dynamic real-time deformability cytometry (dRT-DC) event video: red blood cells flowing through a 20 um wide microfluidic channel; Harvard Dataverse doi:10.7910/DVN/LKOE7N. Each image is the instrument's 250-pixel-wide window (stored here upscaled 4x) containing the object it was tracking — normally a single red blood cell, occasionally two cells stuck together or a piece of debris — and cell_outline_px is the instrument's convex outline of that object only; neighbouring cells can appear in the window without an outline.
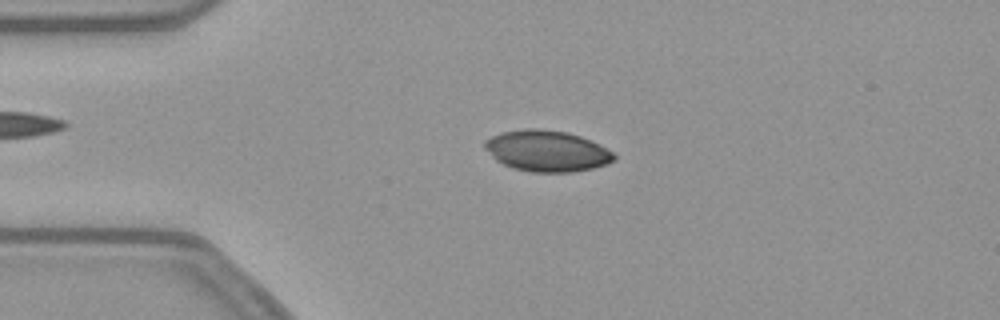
{"species": "common noctule bat (a hibernating species)", "species_latin": "Nyctalus noctula", "temperature_condition": "warm", "stored_images_in_passage": 52, "camera_frame_rate_fps": 3000, "um_per_image_px": 0.085, "animal": {"sex": "female", "body_mass_g": 21.9}, "frame": {"image": 1, "passage_image": 11, "time_ms": 3.333, "image_size_px": [1000, 320], "cell_outline_px": [[616, 160], [608, 164], [592, 168], [568, 172], [532, 172], [512, 168], [496, 160], [484, 148], [484, 140], [500, 132], [524, 128], [540, 128], [568, 132], [580, 136], [600, 144], [612, 152], [616, 156]], "centroid_in_image_um": [46.48, 12.82], "position_along_channel_um": 38.5, "area_um2": 31.15}}
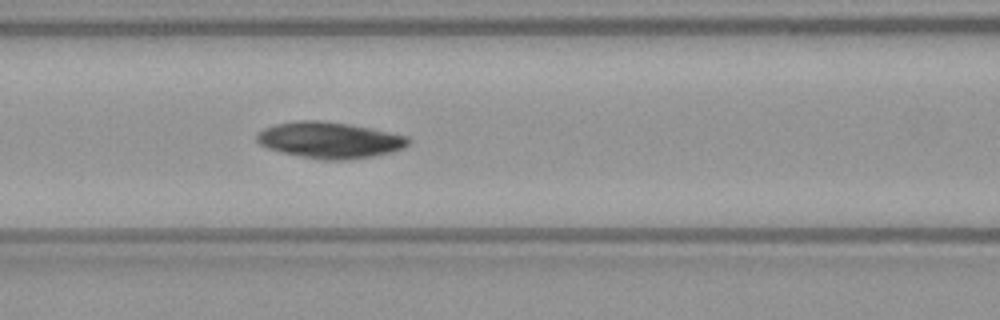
{"frame": {"image": 2, "passage_image": 21, "time_ms": 6.667, "image_size_px": [1000, 320], "cell_outline_px": [[408, 144], [392, 152], [372, 156], [348, 160], [316, 160], [268, 148], [260, 144], [256, 140], [256, 136], [264, 128], [276, 124], [300, 120], [320, 120], [348, 124], [372, 128], [408, 136]], "centroid_in_image_um": [28.01, 11.91], "position_along_channel_um": 138.6, "area_um2": 31.79}}
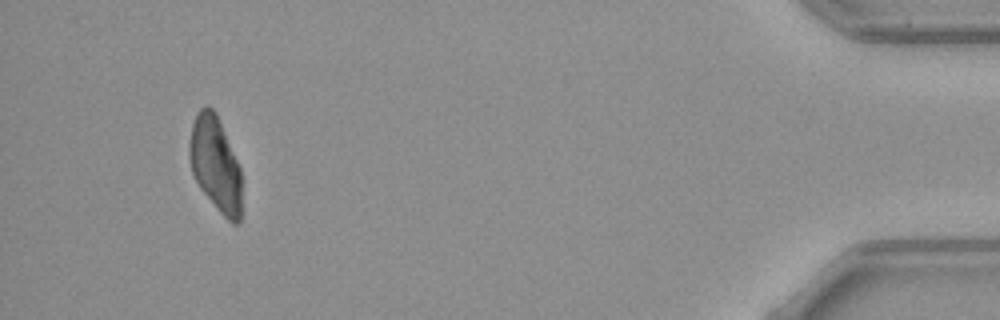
{"frame": {"image": 3, "passage_image": 49, "time_ms": 16.0, "image_size_px": [1000, 320], "cell_outline_px": [[240, 224], [232, 224], [220, 212], [200, 188], [192, 172], [188, 156], [188, 144], [192, 124], [196, 112], [204, 104], [208, 104], [216, 112], [240, 168]], "centroid_in_image_um": [18.27, 13.9], "position_along_channel_um": 416.9, "area_um2": 28.84}}